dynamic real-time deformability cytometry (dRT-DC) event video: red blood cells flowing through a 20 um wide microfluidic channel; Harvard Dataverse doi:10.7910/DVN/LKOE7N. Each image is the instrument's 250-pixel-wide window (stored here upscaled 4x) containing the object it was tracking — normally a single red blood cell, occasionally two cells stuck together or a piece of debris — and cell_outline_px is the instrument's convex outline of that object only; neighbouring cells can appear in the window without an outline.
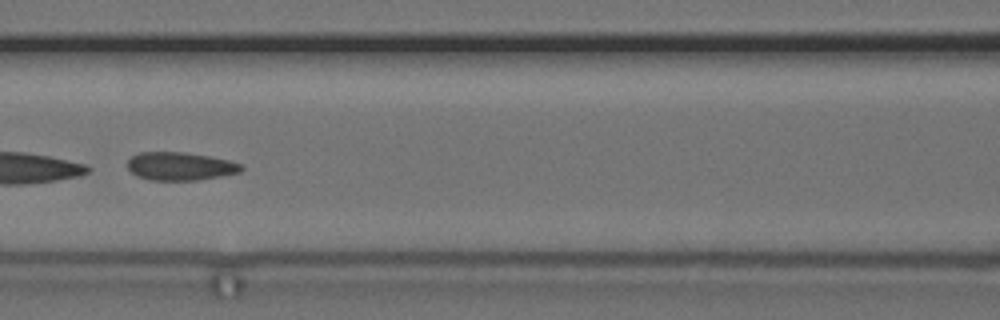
{"species": "common noctule bat (a hibernating species)", "species_latin": "Nyctalus noctula", "temperature_condition": "cold", "stored_images_in_passage": 40, "camera_frame_rate_fps": 3000, "um_per_image_px": 0.085, "animal": {"sex": "female", "body_mass_g": 24.6, "forearm_length_mm": 56.2}, "frame": {"image": 1, "passage_image": 12, "time_ms": 3.667, "image_size_px": [1000, 320], "cell_outline_px": [[244, 168], [240, 172], [220, 176], [196, 180], [152, 180], [136, 176], [128, 168], [128, 160], [132, 156], [140, 152], [184, 152], [208, 156], [228, 160], [244, 164]], "centroid_in_image_um": [15.33, 14.13], "position_along_channel_um": 151.3, "area_um2": 18.61}, "authors_computed_cell_mechanics": {"area_um2": 19.1029, "velocity_mm_per_s": 3.7102, "shape_relaxation_time_tau1_ms": null, "shape_relaxation_time_tau2_ms": 1.6822, "deformation_change_tau1": null, "deformation_change_tau2": 0.0703}}